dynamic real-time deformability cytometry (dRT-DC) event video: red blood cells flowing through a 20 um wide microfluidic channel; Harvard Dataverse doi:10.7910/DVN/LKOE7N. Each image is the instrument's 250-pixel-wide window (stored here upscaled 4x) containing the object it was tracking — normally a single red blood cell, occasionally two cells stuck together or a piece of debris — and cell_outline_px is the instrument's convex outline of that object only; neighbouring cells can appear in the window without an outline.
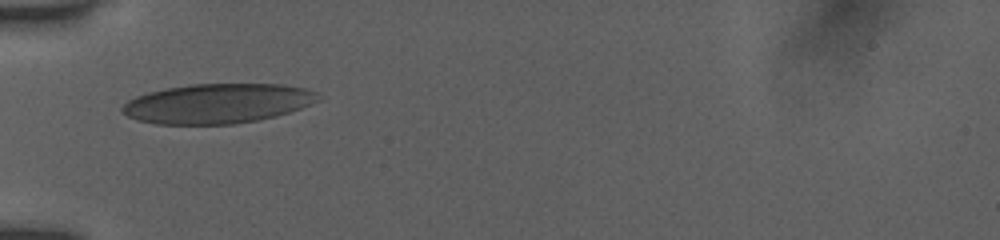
{"species": "human", "species_latin": "Homo sapiens", "temperature_condition": "room temperature", "stored_images_in_passage": 32, "camera_frame_rate_fps": 3000, "um_per_image_px": 0.085, "donor": {"sex": "female"}, "frame": {"image": 1, "passage_image": 1, "time_ms": 0.0, "image_size_px": [1000, 240], "cell_outline_px": [[320, 100], [300, 108], [276, 116], [256, 120], [232, 124], [156, 124], [136, 120], [128, 116], [120, 108], [128, 100], [136, 96], [148, 92], [188, 84], [284, 84], [304, 88], [316, 92]], "centroid_in_image_um": [18.47, 8.79], "position_along_channel_um": 66.5, "area_um2": 45.14}}
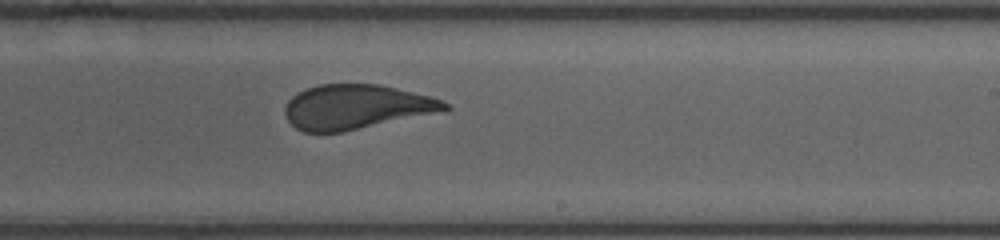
{"frame": {"image": 2, "passage_image": 16, "time_ms": 5.0, "image_size_px": [1000, 240], "cell_outline_px": [[452, 108], [448, 112], [344, 132], [304, 132], [296, 128], [288, 120], [284, 112], [284, 108], [288, 100], [292, 96], [308, 88], [320, 84], [380, 84], [432, 96], [448, 104]], "centroid_in_image_um": [30.37, 9.1], "position_along_channel_um": 258.6, "area_um2": 42.25}}
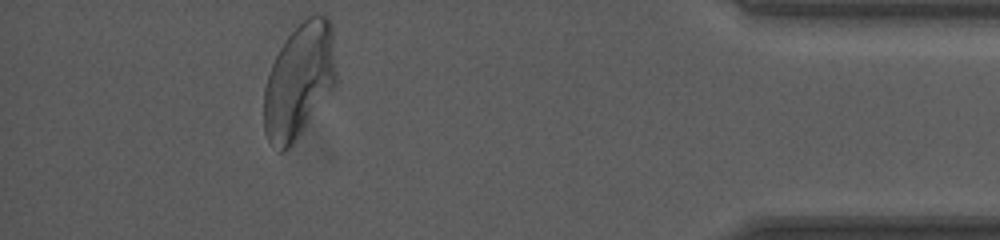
{"frame": {"image": 3, "passage_image": 31, "time_ms": 10.0, "image_size_px": [1000, 240], "cell_outline_px": [[336, 84], [296, 140], [284, 152], [280, 152], [268, 140], [264, 132], [264, 88], [272, 64], [280, 48], [300, 16], [324, 12], [328, 16], [332, 24], [336, 72]], "centroid_in_image_um": [25.44, 6.77], "position_along_channel_um": 409.8, "area_um2": 48.96}, "authors_computed_cell_mechanics": {"area_um2": 43.4656, "velocity_mm_per_s": 3.8911, "shape_relaxation_time_tau1_ms": 6.0613, "shape_relaxation_time_tau2_ms": null, "deformation_change_tau1": 0.1747, "deformation_change_tau2": null}}